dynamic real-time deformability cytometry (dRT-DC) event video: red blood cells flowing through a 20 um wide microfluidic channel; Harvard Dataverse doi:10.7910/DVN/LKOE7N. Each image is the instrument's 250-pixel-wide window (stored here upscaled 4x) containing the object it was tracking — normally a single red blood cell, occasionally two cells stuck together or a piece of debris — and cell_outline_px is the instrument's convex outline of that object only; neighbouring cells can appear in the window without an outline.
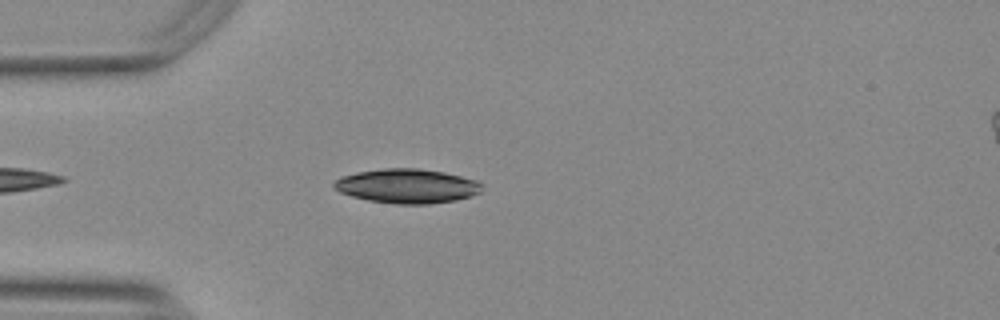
{"species": "Egyptian fruit bat (a non-hibernating species)", "species_latin": "Rousettus aegyptiacus", "temperature_condition": "warm", "stored_images_in_passage": 27, "camera_frame_rate_fps": 3000, "um_per_image_px": 0.085, "animal": {"sex": "female"}, "frame": {"image": 1, "passage_image": 5, "time_ms": 1.333, "image_size_px": [1000, 320], "cell_outline_px": [[484, 184], [480, 192], [472, 196], [456, 200], [428, 204], [396, 204], [368, 200], [352, 196], [340, 192], [332, 188], [332, 184], [336, 180], [344, 176], [356, 172], [384, 168], [416, 168], [444, 172], [476, 180]], "centroid_in_image_um": [34.61, 15.81], "position_along_channel_um": 50.4, "area_um2": 29.65}}
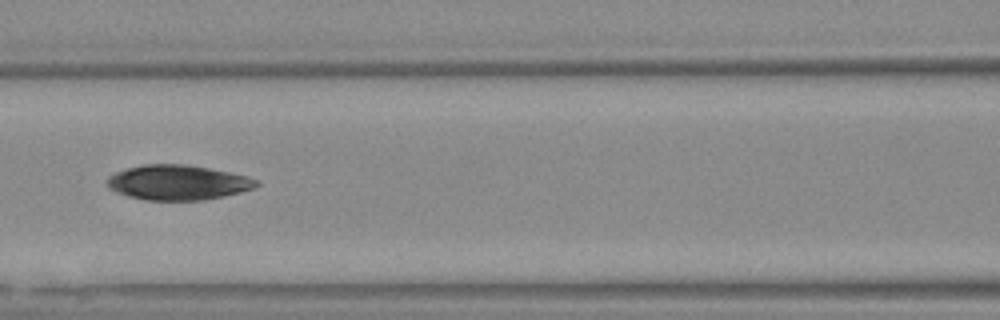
{"frame": {"image": 2, "passage_image": 14, "time_ms": 4.333, "image_size_px": [1000, 320], "cell_outline_px": [[260, 184], [252, 188], [240, 192], [224, 196], [204, 200], [144, 200], [128, 196], [116, 192], [108, 188], [108, 176], [116, 172], [128, 168], [144, 164], [184, 164], [208, 168], [248, 176], [256, 180]], "centroid_in_image_um": [15.1, 15.51], "position_along_channel_um": 151.5, "area_um2": 30.23}}
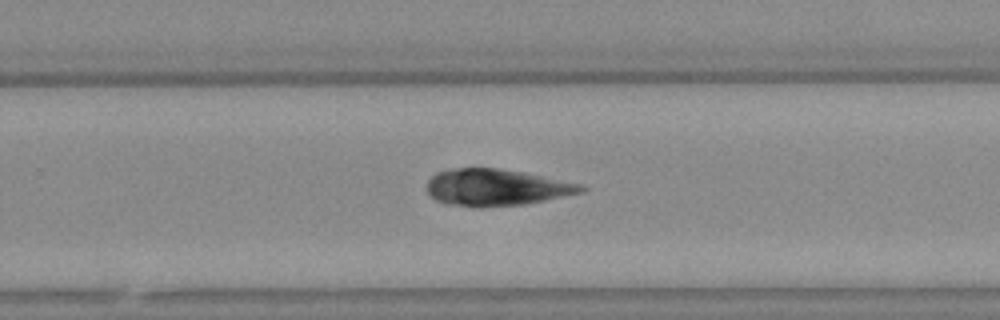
{"frame": {"image": 3, "passage_image": 25, "time_ms": 8.0, "image_size_px": [1000, 320], "cell_outline_px": [[588, 188], [584, 192], [524, 204], [480, 208], [444, 204], [436, 200], [428, 192], [428, 180], [436, 172], [448, 168], [496, 168], [524, 172], [580, 184]], "centroid_in_image_um": [42.16, 15.94], "position_along_channel_um": 287.6, "area_um2": 33.06}}